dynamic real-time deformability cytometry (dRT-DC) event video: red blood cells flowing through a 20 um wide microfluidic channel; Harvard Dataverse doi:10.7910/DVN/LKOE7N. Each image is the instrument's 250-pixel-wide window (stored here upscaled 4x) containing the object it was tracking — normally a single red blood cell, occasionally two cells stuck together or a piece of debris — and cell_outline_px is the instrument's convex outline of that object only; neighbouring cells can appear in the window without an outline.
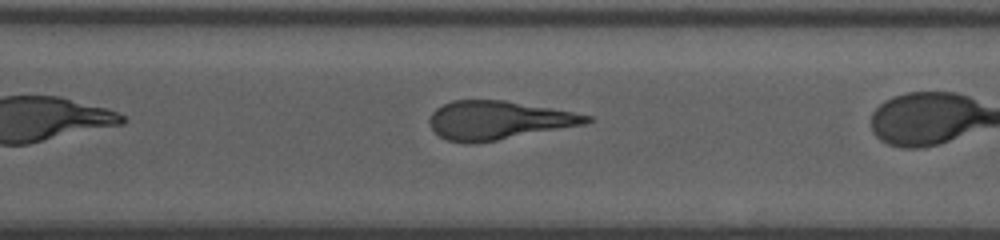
{"species": "human", "species_latin": "Homo sapiens", "temperature_condition": "room temperature", "stored_images_in_passage": 27, "camera_frame_rate_fps": 3000, "um_per_image_px": 0.085, "donor": {"sex": "male"}, "frame": {"image": 1, "passage_image": 23, "time_ms": 7.333, "image_size_px": [1000, 240], "cell_outline_px": [[592, 120], [588, 124], [496, 140], [472, 144], [464, 144], [448, 140], [440, 136], [432, 128], [428, 120], [432, 112], [436, 108], [452, 100], [504, 100], [572, 112], [592, 116]], "centroid_in_image_um": [42.34, 10.22], "position_along_channel_um": 328.3, "area_um2": 35.14}}